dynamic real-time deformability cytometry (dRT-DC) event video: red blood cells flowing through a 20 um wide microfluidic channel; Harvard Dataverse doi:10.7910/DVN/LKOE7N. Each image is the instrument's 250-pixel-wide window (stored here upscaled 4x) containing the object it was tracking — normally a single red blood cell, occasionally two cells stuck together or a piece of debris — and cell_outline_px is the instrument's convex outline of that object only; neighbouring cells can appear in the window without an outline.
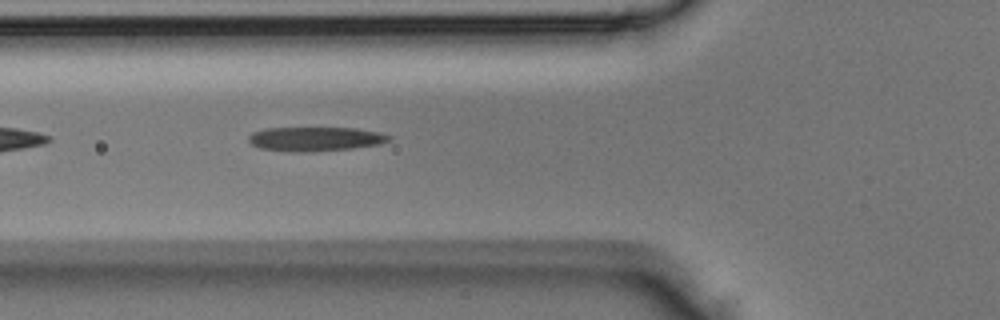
{"species": "Egyptian fruit bat (a non-hibernating species)", "species_latin": "Rousettus aegyptiacus", "temperature_condition": "room temperature", "stored_images_in_passage": 5, "segment_of_instrument_passage": [1, 2], "camera_frame_rate_fps": 3000, "um_per_image_px": 0.085, "animal": {"sex": "male"}, "frame": {"image": 1, "passage_image": 4, "time_ms": 1.0, "image_size_px": [1000, 320], "cell_outline_px": [[392, 140], [380, 144], [352, 148], [304, 152], [292, 152], [260, 148], [252, 144], [248, 140], [248, 136], [252, 132], [264, 128], [356, 128], [380, 132], [392, 136]], "centroid_in_image_um": [26.81, 11.8], "position_along_channel_um": 99.0, "area_um2": 19.88}}